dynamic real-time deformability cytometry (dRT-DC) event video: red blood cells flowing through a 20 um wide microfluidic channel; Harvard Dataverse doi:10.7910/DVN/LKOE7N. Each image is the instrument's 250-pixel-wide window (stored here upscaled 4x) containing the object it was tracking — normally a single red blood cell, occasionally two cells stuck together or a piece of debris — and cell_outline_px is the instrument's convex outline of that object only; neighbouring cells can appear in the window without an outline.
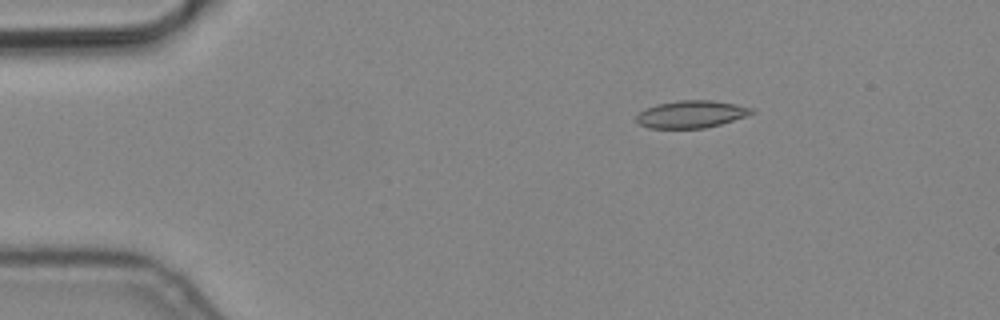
{"species": "common noctule bat (a hibernating species)", "species_latin": "Nyctalus noctula", "temperature_condition": "cold", "stored_images_in_passage": 4, "camera_frame_rate_fps": 3000, "um_per_image_px": 0.085, "animal": {"sex": "male", "body_mass_g": 19.2, "forearm_length_mm": 51.8}, "frame": {"image": 1, "passage_image": 2, "time_ms": 0.333, "image_size_px": [1000, 320], "cell_outline_px": [[756, 112], [720, 124], [704, 128], [648, 128], [640, 124], [636, 120], [636, 116], [644, 108], [656, 104], [680, 100], [712, 100], [736, 104], [752, 108]], "centroid_in_image_um": [58.72, 9.7], "position_along_channel_um": 26.3, "area_um2": 18.26}}